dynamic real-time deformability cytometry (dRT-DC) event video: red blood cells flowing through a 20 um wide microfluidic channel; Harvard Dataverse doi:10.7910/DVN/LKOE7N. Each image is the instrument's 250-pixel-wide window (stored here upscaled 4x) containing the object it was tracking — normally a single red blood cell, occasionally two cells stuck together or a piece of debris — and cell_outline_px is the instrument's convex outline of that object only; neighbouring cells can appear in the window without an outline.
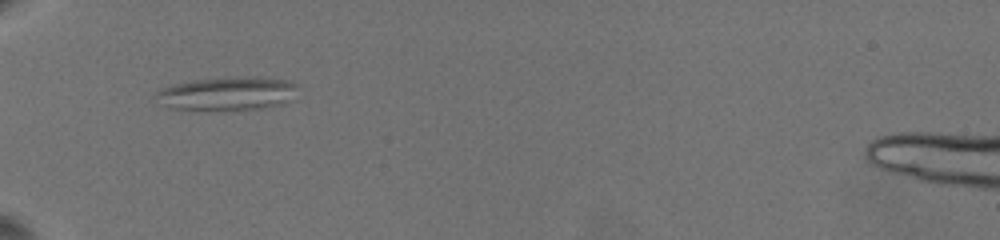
{"species": "common noctule bat (a hibernating species)", "species_latin": "Nyctalus noctula", "temperature_condition": "warm", "stored_images_in_passage": 3, "camera_frame_rate_fps": 3000, "um_per_image_px": 0.085, "animal": {"sex": "female", "body_mass_g": 19.5, "forearm_length_mm": 54.1}, "frame": {"image": 1, "passage_image": 1, "time_ms": 0.0, "image_size_px": [1000, 240], "cell_outline_px": [[296, 84], [288, 100], [280, 104], [260, 108], [168, 108], [152, 96], [152, 92], [160, 88], [172, 84], [196, 80], [236, 76], [260, 76], [288, 80]], "centroid_in_image_um": [19.23, 7.9], "position_along_channel_um": 65.8, "area_um2": 26.99}}